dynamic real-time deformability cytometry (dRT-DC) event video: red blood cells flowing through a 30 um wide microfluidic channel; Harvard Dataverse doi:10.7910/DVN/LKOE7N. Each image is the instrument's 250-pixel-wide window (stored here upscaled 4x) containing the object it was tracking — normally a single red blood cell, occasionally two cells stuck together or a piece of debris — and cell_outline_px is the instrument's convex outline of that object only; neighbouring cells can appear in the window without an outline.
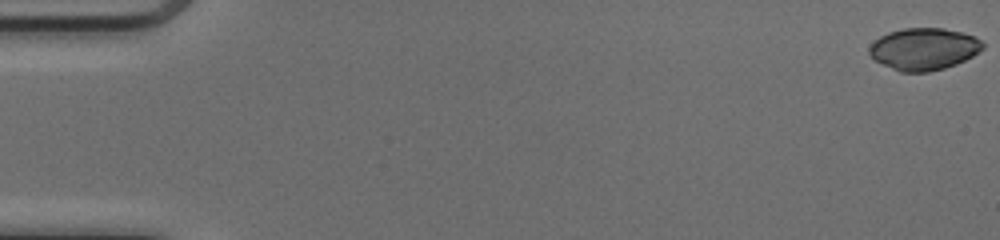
{"species": "common noctule bat (a hibernating species)", "species_latin": "Nyctalus noctula", "temperature_condition": "cold", "stored_images_in_passage": 51, "camera_frame_rate_fps": 3000, "um_per_image_px": 0.085, "animal": {"sex": "female", "body_mass_g": 17.0, "forearm_length_mm": 48.0}, "frame": {"image": 1, "passage_image": 1, "time_ms": 0.0, "image_size_px": [1000, 240], "cell_outline_px": [[984, 48], [972, 56], [956, 64], [944, 68], [928, 72], [900, 72], [876, 60], [868, 52], [868, 48], [880, 36], [888, 32], [904, 28], [944, 28], [976, 36], [984, 44]], "centroid_in_image_um": [78.54, 4.16], "position_along_channel_um": 6.5, "area_um2": 27.63}}
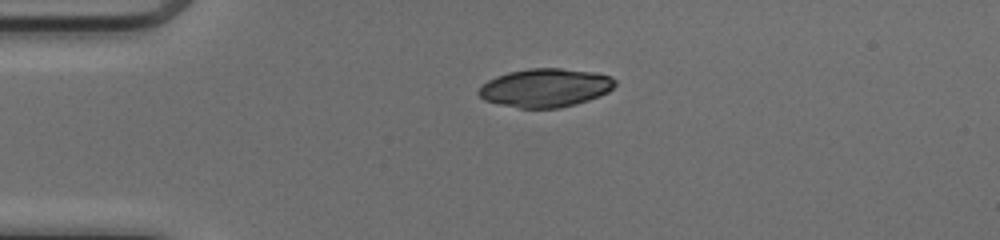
{"frame": {"image": 2, "passage_image": 13, "time_ms": 4.0, "image_size_px": [1000, 240], "cell_outline_px": [[616, 84], [608, 92], [600, 96], [576, 104], [560, 108], [520, 108], [500, 104], [484, 100], [476, 92], [488, 80], [496, 76], [508, 72], [528, 68], [560, 68], [592, 72], [608, 76], [616, 80]], "centroid_in_image_um": [46.35, 7.46], "position_along_channel_um": 38.7, "area_um2": 30.52}}
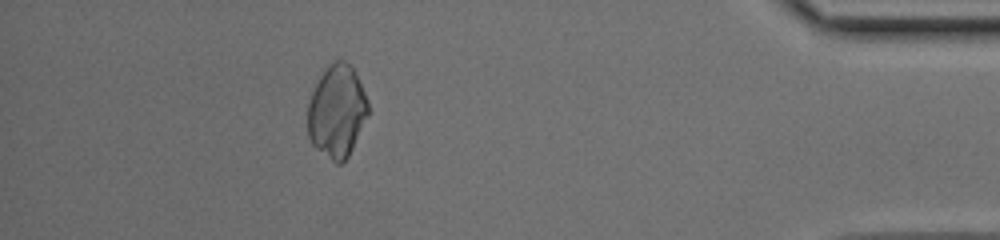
{"frame": {"image": 3, "passage_image": 46, "time_ms": 15.0, "image_size_px": [1000, 240], "cell_outline_px": [[368, 116], [348, 156], [340, 164], [336, 164], [316, 148], [312, 144], [308, 136], [308, 104], [312, 92], [320, 76], [336, 60], [344, 60], [352, 64], [368, 100]], "centroid_in_image_um": [28.65, 9.46], "position_along_channel_um": 406.6, "area_um2": 32.37}}